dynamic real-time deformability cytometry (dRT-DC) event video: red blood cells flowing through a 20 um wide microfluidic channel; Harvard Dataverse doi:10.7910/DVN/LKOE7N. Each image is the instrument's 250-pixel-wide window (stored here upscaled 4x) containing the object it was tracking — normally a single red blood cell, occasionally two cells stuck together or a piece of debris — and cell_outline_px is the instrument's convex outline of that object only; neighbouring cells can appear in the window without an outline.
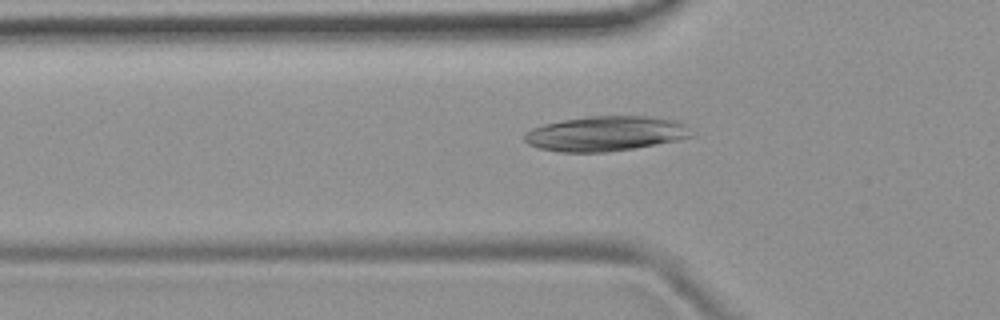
{"species": "common noctule bat (a hibernating species)", "species_latin": "Nyctalus noctula", "temperature_condition": "room temperature", "stored_images_in_passage": 46, "camera_frame_rate_fps": 3000, "um_per_image_px": 0.085, "animal": {"sex": "female", "body_mass_g": 19.9}, "frame": {"image": 1, "passage_image": 11, "time_ms": 3.333, "image_size_px": [1000, 320], "cell_outline_px": [[692, 136], [680, 140], [608, 152], [556, 152], [540, 148], [528, 144], [524, 140], [524, 132], [532, 128], [544, 124], [564, 120], [588, 116], [648, 116], [680, 120], [684, 124]], "centroid_in_image_um": [51.46, 11.35], "position_along_channel_um": 74.3, "area_um2": 33.99}}
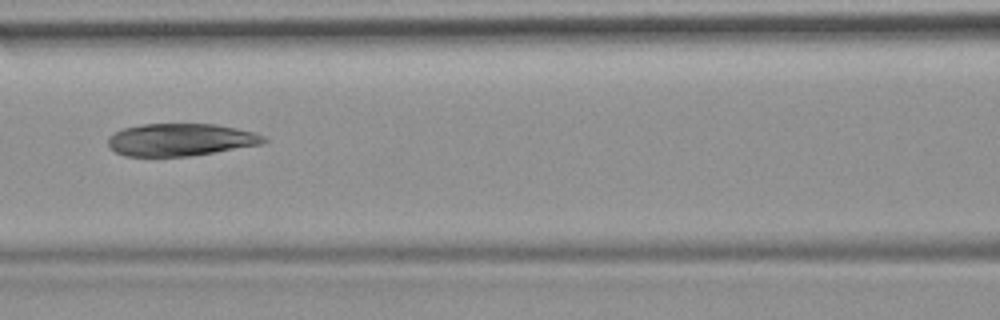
{"frame": {"image": 2, "passage_image": 17, "time_ms": 5.333, "image_size_px": [1000, 320], "cell_outline_px": [[268, 140], [264, 144], [188, 156], [124, 156], [116, 152], [108, 144], [108, 136], [124, 128], [144, 124], [216, 124], [236, 128], [252, 132], [264, 136]], "centroid_in_image_um": [15.36, 11.87], "position_along_channel_um": 151.2, "area_um2": 29.25}}
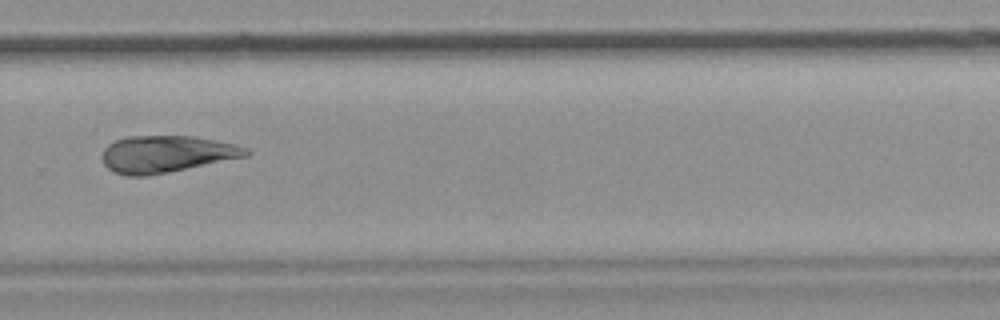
{"frame": {"image": 3, "passage_image": 30, "time_ms": 9.667, "image_size_px": [1000, 320], "cell_outline_px": [[248, 156], [148, 176], [128, 176], [112, 172], [104, 164], [104, 148], [108, 144], [116, 140], [128, 136], [192, 136], [232, 144], [248, 148]], "centroid_in_image_um": [14.11, 13.1], "position_along_channel_um": 315.7, "area_um2": 30.58}}